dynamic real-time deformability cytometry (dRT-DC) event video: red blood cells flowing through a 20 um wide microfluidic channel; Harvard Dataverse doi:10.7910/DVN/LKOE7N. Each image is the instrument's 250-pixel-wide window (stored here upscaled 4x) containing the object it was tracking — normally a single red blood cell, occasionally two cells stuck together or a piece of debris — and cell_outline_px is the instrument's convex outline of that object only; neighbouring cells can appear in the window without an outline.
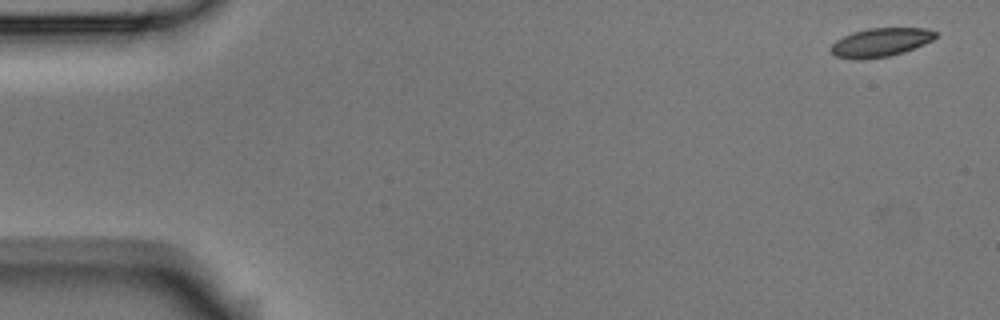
{"species": "Egyptian fruit bat (a non-hibernating species)", "species_latin": "Rousettus aegyptiacus", "temperature_condition": "room temperature", "stored_images_in_passage": 5, "camera_frame_rate_fps": 3000, "um_per_image_px": 0.085, "animal": {"sex": "male"}, "frame": {"image": 1, "passage_image": 1, "time_ms": 0.0, "image_size_px": [1000, 320], "cell_outline_px": [[936, 36], [932, 40], [924, 44], [904, 52], [888, 56], [864, 60], [856, 60], [836, 56], [828, 48], [836, 40], [852, 32], [868, 28], [928, 28], [936, 32]], "centroid_in_image_um": [74.82, 3.61], "position_along_channel_um": 10.2, "area_um2": 17.57}}